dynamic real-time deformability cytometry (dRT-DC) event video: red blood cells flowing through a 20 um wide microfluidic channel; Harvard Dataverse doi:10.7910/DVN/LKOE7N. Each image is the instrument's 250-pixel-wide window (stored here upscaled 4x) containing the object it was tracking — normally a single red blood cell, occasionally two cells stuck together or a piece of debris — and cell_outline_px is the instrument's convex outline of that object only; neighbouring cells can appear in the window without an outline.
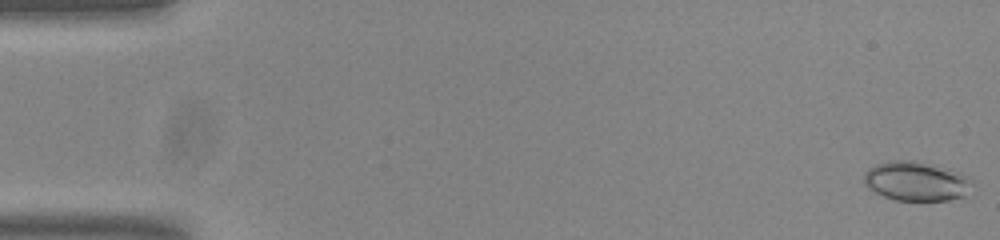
{"species": "common noctule bat (a hibernating species)", "species_latin": "Nyctalus noctula", "temperature_condition": "room temperature", "stored_images_in_passage": 55, "camera_frame_rate_fps": 3000, "um_per_image_px": 0.085, "animal": {"sex": "male", "body_mass_g": 20.0, "forearm_length_mm": 53.3}, "frame": {"image": 1, "passage_image": 1, "time_ms": 0.0, "image_size_px": [1000, 240], "cell_outline_px": [[972, 184], [964, 196], [948, 200], [896, 200], [884, 196], [868, 188], [864, 184], [864, 172], [868, 168], [876, 164], [888, 160], [912, 160], [948, 168], [972, 176]], "centroid_in_image_um": [77.88, 15.38], "position_along_channel_um": 7.1, "area_um2": 24.97}}
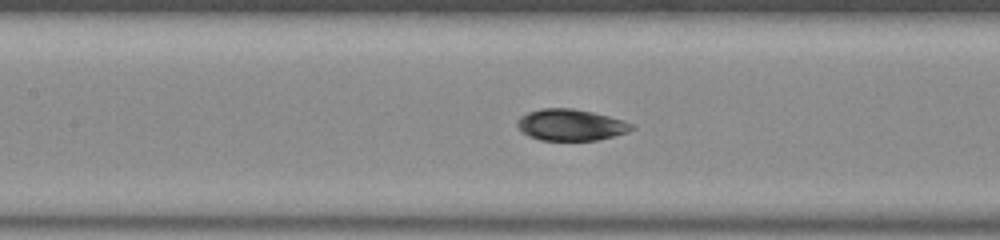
{"frame": {"image": 2, "passage_image": 25, "time_ms": 8.0, "image_size_px": [1000, 240], "cell_outline_px": [[636, 128], [628, 132], [596, 140], [540, 140], [528, 136], [520, 132], [516, 124], [516, 120], [520, 116], [528, 112], [540, 108], [572, 108], [592, 112], [608, 116], [632, 124]], "centroid_in_image_um": [48.45, 10.61], "position_along_channel_um": 159.0, "area_um2": 20.98}}
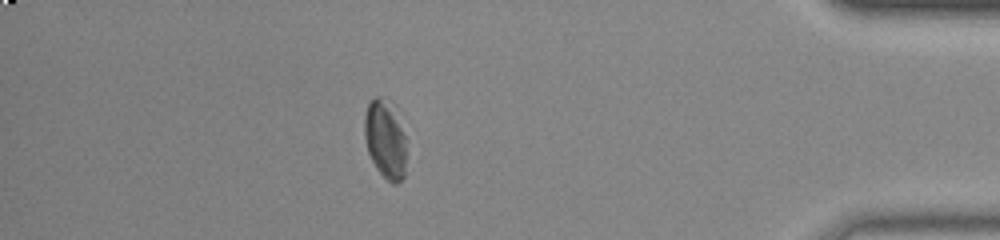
{"frame": {"image": 3, "passage_image": 48, "time_ms": 15.667, "image_size_px": [1000, 240], "cell_outline_px": [[408, 140], [404, 176], [396, 184], [392, 184], [376, 168], [368, 152], [364, 136], [364, 116], [368, 104], [376, 96], [380, 96], [392, 100], [396, 104]], "centroid_in_image_um": [32.81, 11.76], "position_along_channel_um": 402.4, "area_um2": 20.29}, "authors_computed_cell_mechanics": {"area_um2": 20.9814, "velocity_mm_per_s": 3.7493, "shape_relaxation_time_tau1_ms": 4.1183, "shape_relaxation_time_tau2_ms": 1.8099, "deformation_change_tau1": 0.0911, "deformation_change_tau2": 0.0581}}